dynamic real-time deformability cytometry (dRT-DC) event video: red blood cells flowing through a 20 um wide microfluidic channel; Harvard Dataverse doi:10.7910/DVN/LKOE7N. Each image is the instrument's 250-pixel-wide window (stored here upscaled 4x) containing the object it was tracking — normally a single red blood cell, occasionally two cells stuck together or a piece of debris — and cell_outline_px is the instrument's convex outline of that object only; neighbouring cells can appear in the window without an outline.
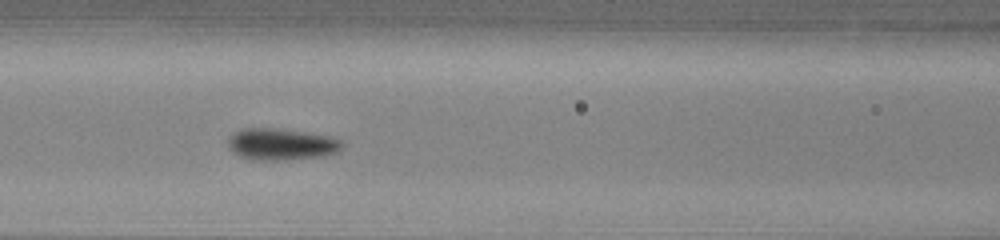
{"species": "common noctule bat (a hibernating species)", "species_latin": "Nyctalus noctula", "temperature_condition": "warm", "stored_images_in_passage": 31, "camera_frame_rate_fps": 3000, "um_per_image_px": 0.085, "animal": {"sex": "male", "body_mass_g": 13.0, "forearm_length_mm": 53.1}, "frame": {"image": 1, "passage_image": 10, "time_ms": 3.0, "image_size_px": [1000, 240], "cell_outline_px": [[344, 148], [340, 152], [324, 156], [288, 160], [256, 160], [240, 156], [228, 148], [228, 136], [240, 128], [276, 128], [332, 136], [344, 140]], "centroid_in_image_um": [23.97, 12.26], "position_along_channel_um": 142.6, "area_um2": 21.56}}
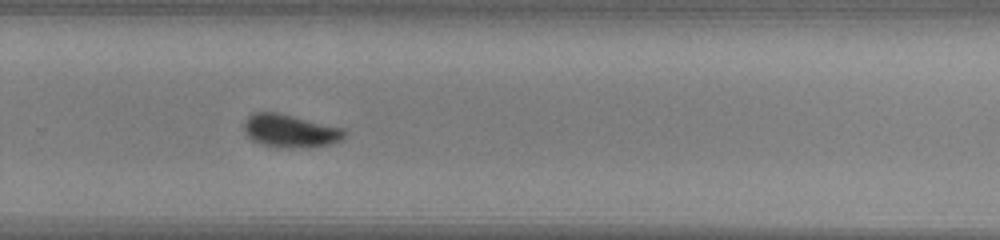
{"frame": {"image": 2, "passage_image": 22, "time_ms": 7.0, "image_size_px": [1000, 240], "cell_outline_px": [[348, 132], [340, 140], [328, 144], [304, 148], [284, 148], [260, 144], [252, 140], [244, 132], [244, 120], [252, 112], [280, 112], [344, 128]], "centroid_in_image_um": [24.65, 11.11], "position_along_channel_um": 305.2, "area_um2": 19.65}, "authors_computed_cell_mechanics": {"area_um2": 19.4786, "velocity_mm_per_s": 4.0727, "shape_relaxation_time_tau1_ms": 2.0948, "shape_relaxation_time_tau2_ms": null, "deformation_change_tau1": 0.1168, "deformation_change_tau2": null}}